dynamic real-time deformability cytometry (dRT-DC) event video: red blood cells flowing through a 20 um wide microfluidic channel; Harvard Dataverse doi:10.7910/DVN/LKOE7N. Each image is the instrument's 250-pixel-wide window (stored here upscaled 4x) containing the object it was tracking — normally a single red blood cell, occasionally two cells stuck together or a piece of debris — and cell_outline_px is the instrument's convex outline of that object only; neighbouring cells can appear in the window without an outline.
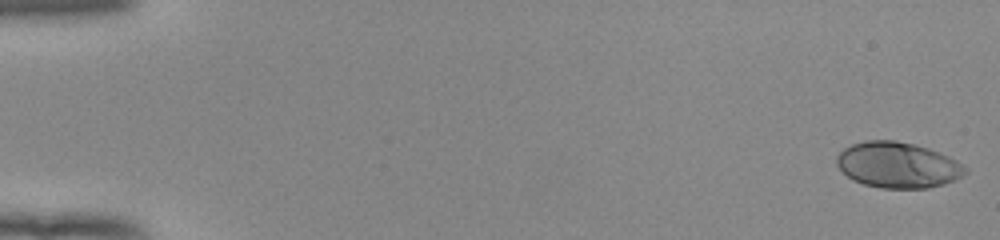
{"species": "human", "species_latin": "Homo sapiens", "temperature_condition": "room temperature", "stored_images_in_passage": 14, "camera_frame_rate_fps": 3000, "um_per_image_px": 0.085, "donor": {"sex": "female"}, "frame": {"image": 1, "passage_image": 1, "time_ms": 0.0, "image_size_px": [1000, 240], "cell_outline_px": [[968, 172], [964, 176], [956, 180], [944, 184], [928, 188], [880, 188], [864, 184], [852, 180], [836, 164], [836, 156], [844, 148], [852, 144], [864, 140], [896, 140], [916, 144], [928, 148], [948, 156], [956, 160], [968, 168]], "centroid_in_image_um": [76.33, 14.02], "position_along_channel_um": 8.7, "area_um2": 34.56}}